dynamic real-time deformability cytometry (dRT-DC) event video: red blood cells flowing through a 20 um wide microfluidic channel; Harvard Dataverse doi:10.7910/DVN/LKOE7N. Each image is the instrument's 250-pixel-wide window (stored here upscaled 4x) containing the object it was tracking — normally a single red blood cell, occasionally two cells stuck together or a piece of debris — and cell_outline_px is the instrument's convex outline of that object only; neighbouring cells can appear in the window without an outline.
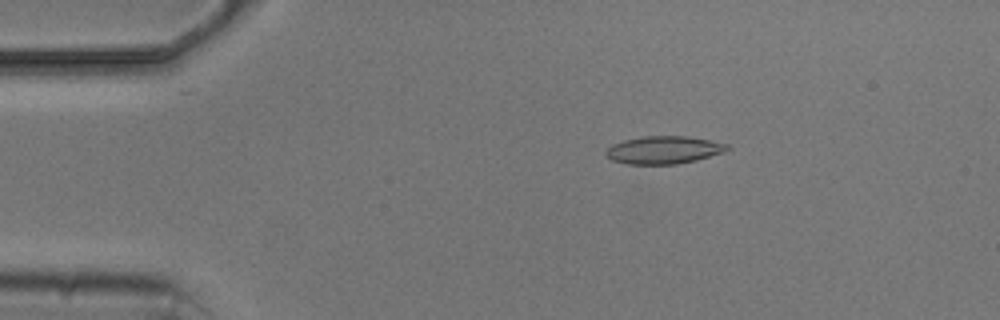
{"species": "common noctule bat (a hibernating species)", "species_latin": "Nyctalus noctula", "temperature_condition": "cold", "stored_images_in_passage": 4, "camera_frame_rate_fps": 3000, "um_per_image_px": 0.085, "animal": {"sex": "male", "body_mass_g": 20.5, "forearm_length_mm": 52.5}, "frame": {"image": 1, "passage_image": 1, "time_ms": 0.0, "image_size_px": [1000, 320], "cell_outline_px": [[732, 148], [724, 152], [696, 160], [676, 164], [628, 164], [612, 160], [604, 152], [612, 144], [624, 140], [644, 136], [688, 136], [728, 144]], "centroid_in_image_um": [56.43, 12.74], "position_along_channel_um": 28.6, "area_um2": 19.54}}
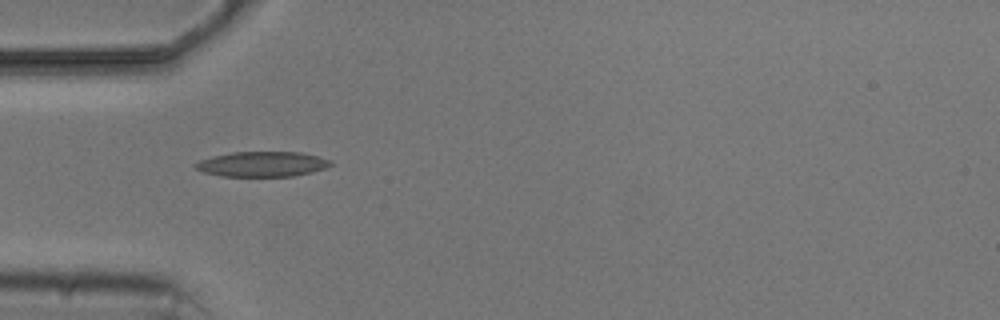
{"frame": {"image": 2, "passage_image": 3, "time_ms": 2.333, "image_size_px": [1000, 320], "cell_outline_px": [[332, 164], [324, 168], [312, 172], [292, 176], [220, 176], [204, 172], [196, 168], [192, 164], [200, 160], [212, 156], [232, 152], [300, 152], [332, 160]], "centroid_in_image_um": [22.26, 13.94], "position_along_channel_um": 62.7, "area_um2": 19.71}}
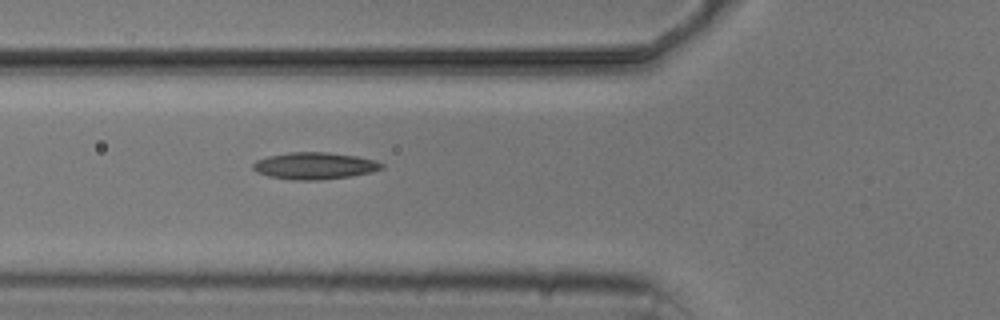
{"frame": {"image": 3, "passage_image": 4, "time_ms": 3.333, "image_size_px": [1000, 320], "cell_outline_px": [[384, 168], [372, 172], [352, 176], [320, 180], [292, 180], [268, 176], [256, 172], [252, 168], [252, 164], [256, 160], [268, 156], [288, 152], [328, 152], [356, 156], [376, 160], [384, 164]], "centroid_in_image_um": [26.74, 14.09], "position_along_channel_um": 99.1, "area_um2": 20.4}}